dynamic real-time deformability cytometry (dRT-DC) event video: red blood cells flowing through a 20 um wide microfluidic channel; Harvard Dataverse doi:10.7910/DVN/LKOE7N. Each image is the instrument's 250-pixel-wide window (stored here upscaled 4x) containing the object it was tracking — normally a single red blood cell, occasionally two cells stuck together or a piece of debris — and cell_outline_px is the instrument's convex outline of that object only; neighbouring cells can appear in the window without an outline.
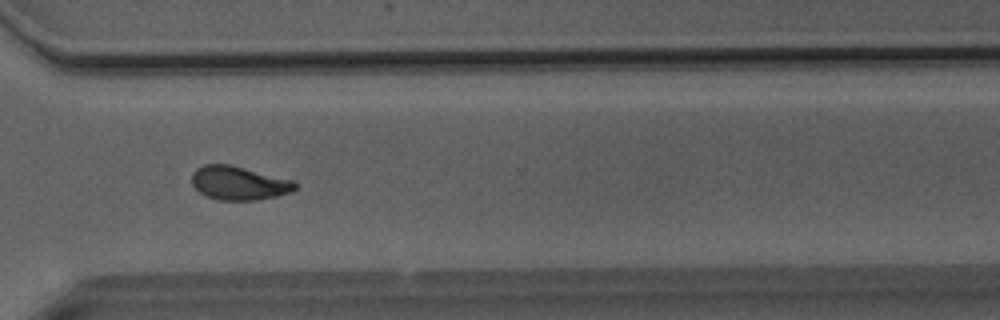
{"species": "Egyptian fruit bat (a non-hibernating species)", "species_latin": "Rousettus aegyptiacus", "temperature_condition": "room temperature", "stored_images_in_passage": 35, "camera_frame_rate_fps": 3000, "um_per_image_px": 0.085, "animal": {"sex": "male"}, "frame": {"image": 1, "passage_image": 23, "time_ms": 7.333, "image_size_px": [1000, 320], "cell_outline_px": [[296, 188], [292, 192], [276, 196], [256, 200], [220, 200], [204, 196], [192, 184], [192, 172], [196, 168], [204, 164], [228, 164], [292, 180], [296, 184]], "centroid_in_image_um": [20.27, 15.56], "position_along_channel_um": 350.3, "area_um2": 20.17}}